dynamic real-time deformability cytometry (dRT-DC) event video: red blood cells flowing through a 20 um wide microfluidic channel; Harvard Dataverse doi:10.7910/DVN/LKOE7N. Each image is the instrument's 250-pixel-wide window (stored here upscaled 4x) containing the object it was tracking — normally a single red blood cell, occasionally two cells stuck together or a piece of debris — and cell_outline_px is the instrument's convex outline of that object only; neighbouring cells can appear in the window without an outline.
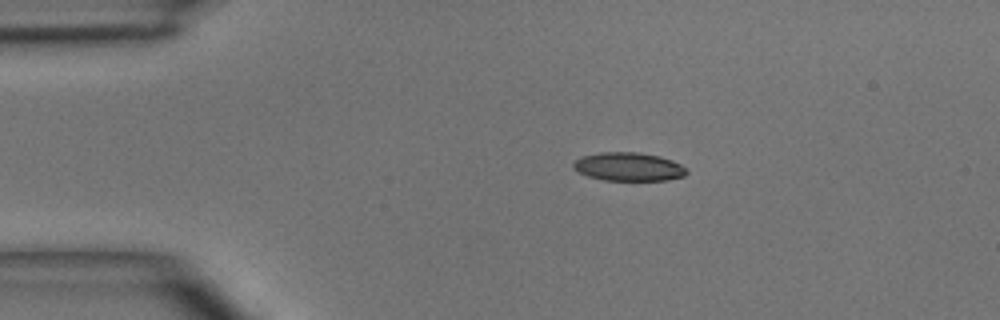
{"species": "common noctule bat (a hibernating species)", "species_latin": "Nyctalus noctula", "temperature_condition": "room temperature", "stored_images_in_passage": 4, "camera_frame_rate_fps": 3000, "um_per_image_px": 0.085, "animal": {"sex": "male", "body_mass_g": 15.6}, "frame": {"image": 1, "passage_image": 2, "time_ms": 1.333, "image_size_px": [1000, 320], "cell_outline_px": [[688, 172], [684, 176], [668, 180], [604, 180], [588, 176], [572, 168], [572, 164], [580, 156], [600, 152], [640, 152], [660, 156], [672, 160], [688, 168]], "centroid_in_image_um": [53.44, 14.16], "position_along_channel_um": 31.6, "area_um2": 18.96}}
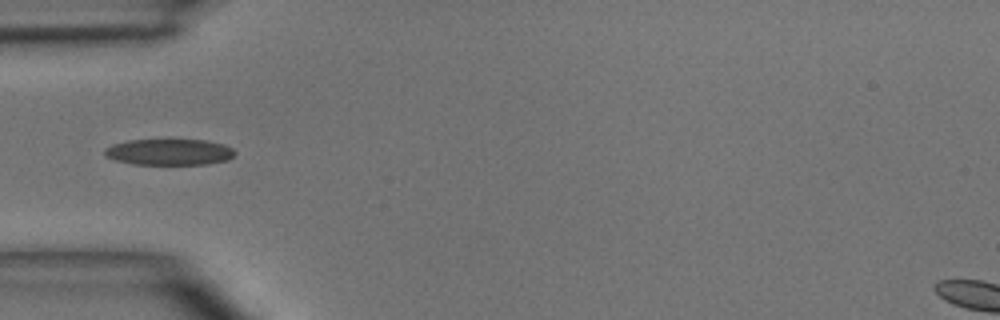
{"frame": {"image": 2, "passage_image": 3, "time_ms": 3.333, "image_size_px": [1000, 320], "cell_outline_px": [[236, 152], [228, 160], [208, 164], [132, 164], [112, 160], [104, 156], [104, 148], [112, 144], [128, 140], [204, 140], [224, 144], [232, 148]], "centroid_in_image_um": [14.34, 12.92], "position_along_channel_um": 70.7, "area_um2": 20.0}}
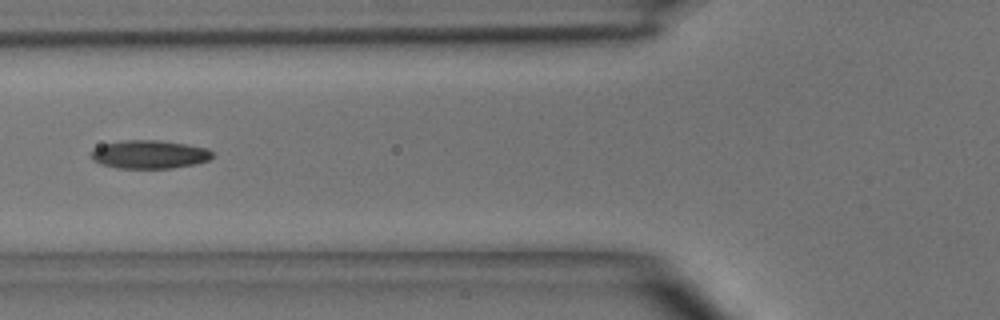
{"frame": {"image": 3, "passage_image": 4, "time_ms": 4.333, "image_size_px": [1000, 320], "cell_outline_px": [[212, 156], [208, 160], [196, 164], [172, 168], [116, 168], [100, 164], [92, 160], [92, 148], [104, 144], [120, 140], [160, 140], [208, 148], [212, 152]], "centroid_in_image_um": [12.67, 13.12], "position_along_channel_um": 113.1, "area_um2": 20.11}}